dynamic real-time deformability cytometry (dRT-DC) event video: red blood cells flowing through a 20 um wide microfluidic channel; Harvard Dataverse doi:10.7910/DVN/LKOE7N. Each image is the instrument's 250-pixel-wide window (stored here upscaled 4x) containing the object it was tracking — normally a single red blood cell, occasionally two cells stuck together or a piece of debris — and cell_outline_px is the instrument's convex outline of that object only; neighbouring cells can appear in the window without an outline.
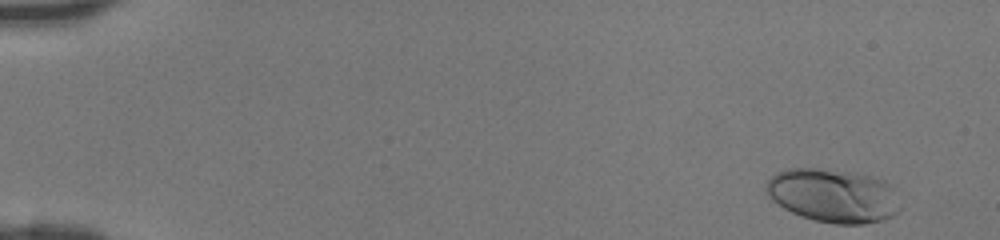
{"species": "human", "species_latin": "Homo sapiens", "temperature_condition": "room temperature", "stored_images_in_passage": 44, "camera_frame_rate_fps": 3000, "um_per_image_px": 0.085, "donor": {"sex": "female"}, "frame": {"image": 1, "passage_image": 1, "time_ms": 0.0, "image_size_px": [1000, 240], "cell_outline_px": [[904, 208], [900, 212], [892, 216], [880, 220], [864, 224], [836, 224], [812, 220], [800, 216], [784, 208], [772, 200], [768, 196], [768, 180], [776, 172], [788, 168], [816, 168], [856, 172], [872, 176], [884, 180], [892, 188]], "centroid_in_image_um": [70.87, 16.63], "position_along_channel_um": 14.1, "area_um2": 42.25}}
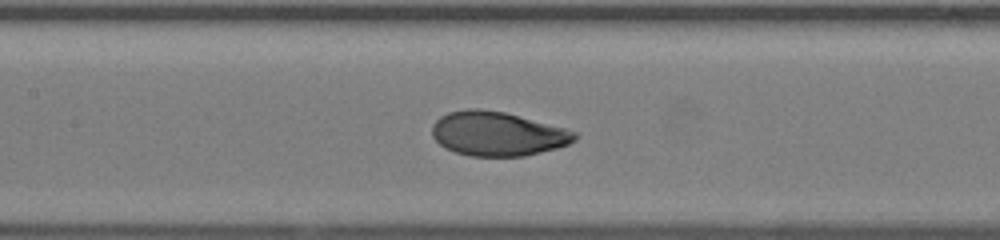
{"frame": {"image": 2, "passage_image": 21, "time_ms": 6.667, "image_size_px": [1000, 240], "cell_outline_px": [[576, 140], [568, 144], [556, 148], [524, 156], [472, 156], [456, 152], [444, 148], [432, 136], [432, 124], [440, 116], [448, 112], [468, 108], [480, 108], [504, 112], [564, 128], [576, 132]], "centroid_in_image_um": [42.25, 11.36], "position_along_channel_um": 165.2, "area_um2": 36.59}}
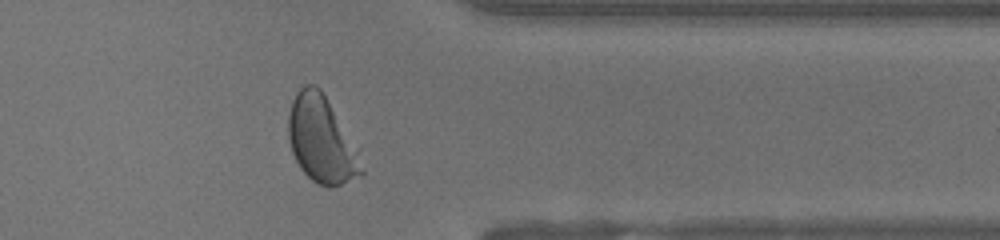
{"frame": {"image": 3, "passage_image": 36, "time_ms": 11.667, "image_size_px": [1000, 240], "cell_outline_px": [[364, 172], [340, 184], [316, 184], [300, 168], [292, 152], [288, 140], [288, 116], [292, 100], [296, 92], [304, 84], [316, 84], [320, 88], [364, 168]], "centroid_in_image_um": [27.22, 11.84], "position_along_channel_um": 384.2, "area_um2": 35.14}}